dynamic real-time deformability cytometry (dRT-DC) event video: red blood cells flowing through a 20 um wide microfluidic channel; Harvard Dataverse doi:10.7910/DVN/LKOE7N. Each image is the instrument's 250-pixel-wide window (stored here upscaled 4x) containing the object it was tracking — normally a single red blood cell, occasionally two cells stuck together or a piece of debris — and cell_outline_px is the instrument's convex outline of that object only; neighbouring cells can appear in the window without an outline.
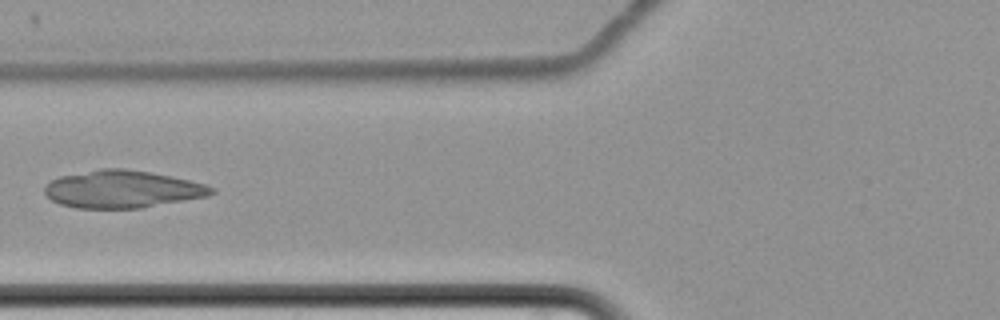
{"species": "common noctule bat (a hibernating species)", "species_latin": "Nyctalus noctula", "temperature_condition": "cold", "stored_images_in_passage": 3, "camera_frame_rate_fps": 3000, "um_per_image_px": 0.085, "animal": {"sex": "female", "body_mass_g": 22.7, "forearm_length_mm": 54.2}, "frame": {"image": 1, "passage_image": 3, "time_ms": 2.333, "image_size_px": [1000, 320], "cell_outline_px": [[216, 192], [208, 196], [140, 208], [76, 208], [60, 204], [52, 200], [44, 192], [44, 188], [52, 180], [60, 176], [100, 168], [124, 168], [152, 172], [172, 176], [204, 184], [216, 188]], "centroid_in_image_um": [10.42, 16.07], "position_along_channel_um": 115.4, "area_um2": 36.41}}